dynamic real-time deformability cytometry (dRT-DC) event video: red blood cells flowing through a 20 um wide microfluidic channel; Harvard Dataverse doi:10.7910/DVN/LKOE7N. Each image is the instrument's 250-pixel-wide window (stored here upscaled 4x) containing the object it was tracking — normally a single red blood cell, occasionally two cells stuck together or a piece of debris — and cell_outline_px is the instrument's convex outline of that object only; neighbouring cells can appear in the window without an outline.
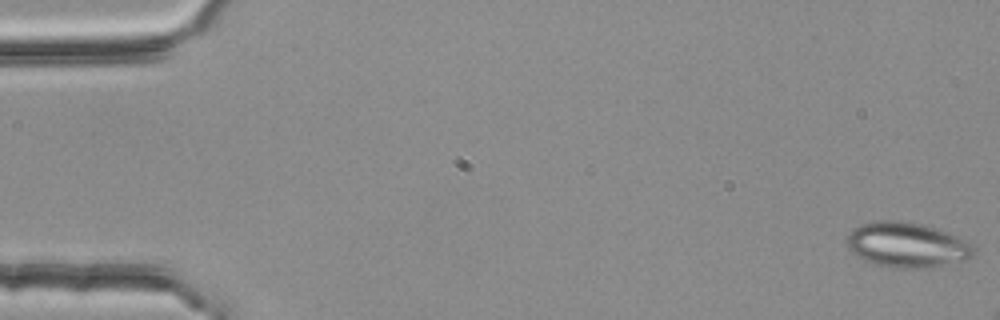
{"species": "common noctule bat (a hibernating species)", "species_latin": "Nyctalus noctula", "temperature_condition": "room temperature", "stored_images_in_passage": 12, "camera_frame_rate_fps": 3000, "um_per_image_px": 0.085, "animal": {"sex": "female", "body_mass_g": 25.1}, "frame": {"image": 1, "passage_image": 1, "time_ms": 0.0, "image_size_px": [1000, 320], "cell_outline_px": [[976, 256], [968, 260], [932, 268], [892, 268], [876, 264], [864, 260], [856, 256], [848, 248], [848, 236], [852, 228], [860, 224], [880, 220], [896, 220], [924, 224], [956, 236], [964, 240], [976, 252]], "centroid_in_image_um": [77.1, 20.83], "position_along_channel_um": 7.9, "area_um2": 33.52}}